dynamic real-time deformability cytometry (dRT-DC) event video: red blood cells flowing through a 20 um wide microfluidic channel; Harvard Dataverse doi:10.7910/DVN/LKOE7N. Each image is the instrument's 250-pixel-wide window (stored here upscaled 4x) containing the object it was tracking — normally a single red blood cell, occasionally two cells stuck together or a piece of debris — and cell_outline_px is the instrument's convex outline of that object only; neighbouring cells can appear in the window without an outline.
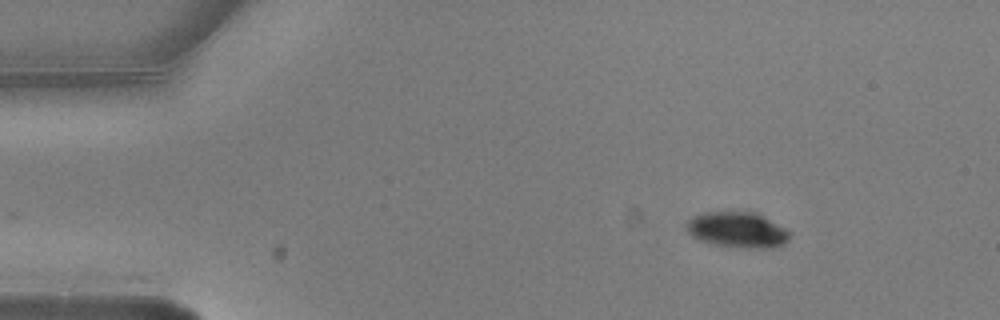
{"species": "common noctule bat (a hibernating species)", "species_latin": "Nyctalus noctula", "temperature_condition": "warm", "stored_images_in_passage": 2, "camera_frame_rate_fps": 3000, "um_per_image_px": 0.085, "animal": {"sex": "male", "body_mass_g": 20.5, "forearm_length_mm": 52.5}, "frame": {"image": 1, "passage_image": 2, "time_ms": 0.333, "image_size_px": [1000, 320], "cell_outline_px": [[792, 232], [788, 240], [784, 244], [772, 248], [756, 248], [716, 244], [700, 240], [692, 236], [688, 232], [684, 224], [692, 216], [704, 212], [756, 212], [764, 216]], "centroid_in_image_um": [62.69, 19.52], "position_along_channel_um": 22.3, "area_um2": 21.39}}